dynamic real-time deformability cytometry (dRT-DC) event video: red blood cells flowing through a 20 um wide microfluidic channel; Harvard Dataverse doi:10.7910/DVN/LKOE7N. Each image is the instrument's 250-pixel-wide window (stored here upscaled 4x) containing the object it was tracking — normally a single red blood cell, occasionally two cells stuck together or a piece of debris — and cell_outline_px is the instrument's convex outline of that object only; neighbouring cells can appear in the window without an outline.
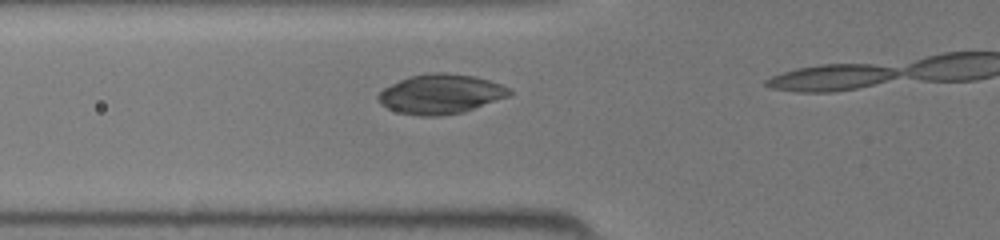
{"species": "common noctule bat (a hibernating species)", "species_latin": "Nyctalus noctula", "temperature_condition": "room temperature", "stored_images_in_passage": 16, "camera_frame_rate_fps": 3000, "um_per_image_px": 0.085, "animal": {"sex": "female", "body_mass_g": 19.5, "forearm_length_mm": 54.1}, "frame": {"image": 1, "passage_image": 12, "time_ms": 3.667, "image_size_px": [1000, 240], "cell_outline_px": [[512, 96], [464, 112], [440, 116], [420, 116], [400, 112], [388, 108], [380, 104], [376, 96], [384, 88], [408, 76], [428, 72], [448, 72], [476, 76], [512, 88]], "centroid_in_image_um": [37.5, 7.98], "position_along_channel_um": 88.3, "area_um2": 30.69}}
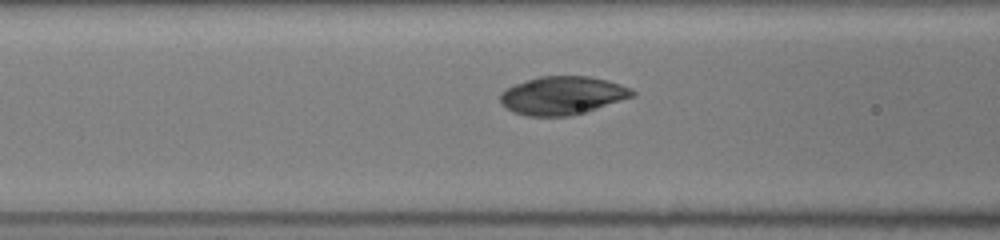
{"frame": {"image": 2, "passage_image": 14, "time_ms": 4.333, "image_size_px": [1000, 240], "cell_outline_px": [[636, 96], [584, 112], [568, 116], [528, 116], [512, 112], [500, 104], [500, 92], [516, 84], [540, 76], [588, 76], [608, 80], [632, 88], [636, 92]], "centroid_in_image_um": [47.82, 8.12], "position_along_channel_um": 118.8, "area_um2": 29.48}}